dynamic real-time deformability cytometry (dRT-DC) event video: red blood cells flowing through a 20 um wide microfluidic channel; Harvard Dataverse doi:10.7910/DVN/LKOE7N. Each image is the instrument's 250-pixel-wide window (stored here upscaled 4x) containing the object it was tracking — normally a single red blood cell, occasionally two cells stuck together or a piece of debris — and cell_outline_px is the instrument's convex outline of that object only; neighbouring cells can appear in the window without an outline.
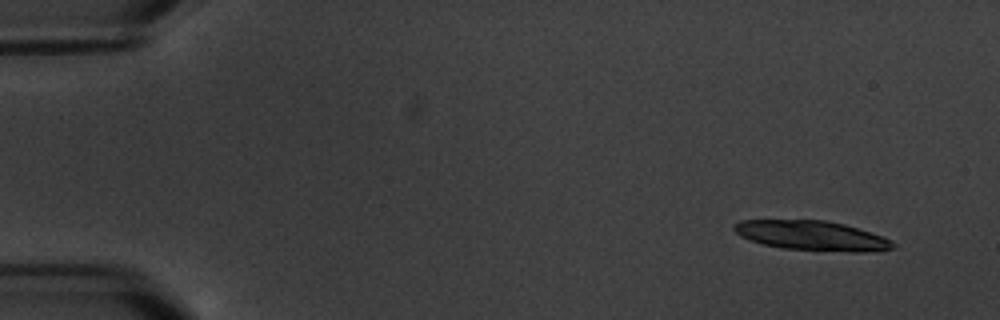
{"species": "common noctule bat (a hibernating species)", "species_latin": "Nyctalus noctula", "temperature_condition": "warm", "stored_images_in_passage": 6, "segment_of_instrument_passage": [2, 2], "camera_frame_rate_fps": 3000, "um_per_image_px": 0.085, "animal": {"sex": "male", "body_mass_g": 20.1, "forearm_length_mm": 53.5}, "frame": {"image": 1, "passage_image": 6, "time_ms": 7.333, "image_size_px": [1000, 320], "cell_outline_px": [[896, 248], [860, 252], [852, 252], [784, 248], [764, 244], [740, 236], [732, 228], [732, 224], [740, 220], [824, 220], [844, 224], [884, 236], [892, 240], [896, 244]], "centroid_in_image_um": [69.03, 20.02], "position_along_channel_um": 16.0, "area_um2": 27.34}}